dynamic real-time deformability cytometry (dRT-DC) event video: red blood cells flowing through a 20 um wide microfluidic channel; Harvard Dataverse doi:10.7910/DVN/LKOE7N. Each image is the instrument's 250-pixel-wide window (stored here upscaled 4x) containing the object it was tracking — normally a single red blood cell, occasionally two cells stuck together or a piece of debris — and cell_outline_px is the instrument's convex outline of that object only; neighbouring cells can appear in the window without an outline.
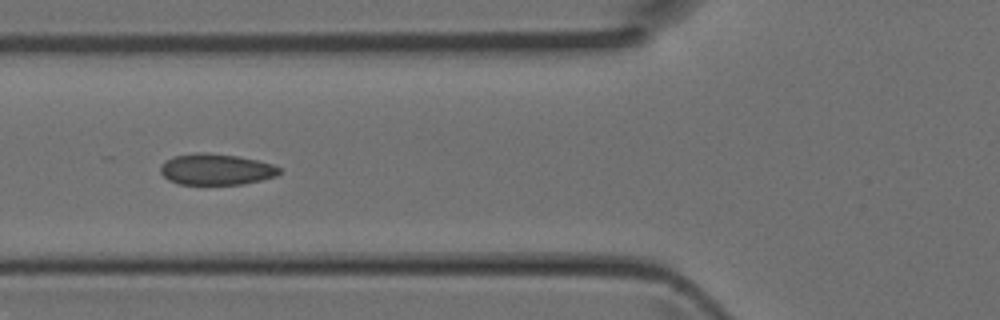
{"species": "Egyptian fruit bat (a non-hibernating species)", "species_latin": "Rousettus aegyptiacus", "temperature_condition": "room temperature", "stored_images_in_passage": 4, "camera_frame_rate_fps": 3000, "um_per_image_px": 0.085, "animal": {"sex": "female"}, "frame": {"image": 1, "passage_image": 4, "time_ms": 1.0, "image_size_px": [1000, 320], "cell_outline_px": [[280, 172], [276, 176], [244, 184], [180, 184], [168, 180], [160, 172], [160, 164], [172, 156], [196, 152], [208, 152], [240, 156], [272, 164], [280, 168]], "centroid_in_image_um": [18.33, 14.38], "position_along_channel_um": 107.5, "area_um2": 21.73}}